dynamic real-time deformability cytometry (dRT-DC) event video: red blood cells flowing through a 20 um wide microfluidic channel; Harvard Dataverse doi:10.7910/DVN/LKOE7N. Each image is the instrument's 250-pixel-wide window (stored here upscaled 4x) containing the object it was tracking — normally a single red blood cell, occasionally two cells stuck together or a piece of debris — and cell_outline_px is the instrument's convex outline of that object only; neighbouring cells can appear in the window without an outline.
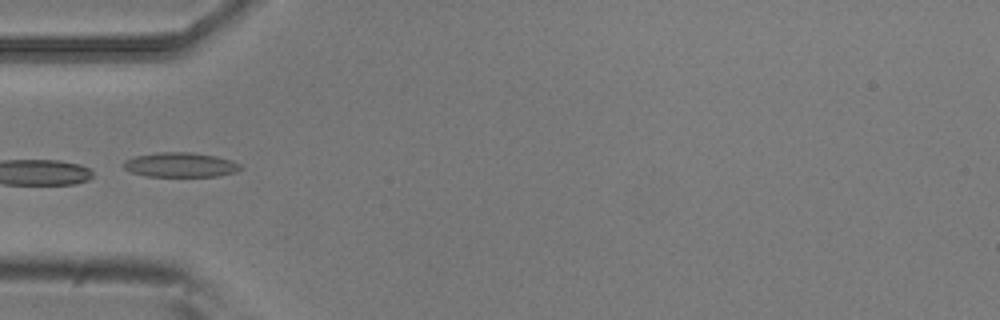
{"species": "common noctule bat (a hibernating species)", "species_latin": "Nyctalus noctula", "temperature_condition": "room temperature", "stored_images_in_passage": 4, "camera_frame_rate_fps": 3000, "um_per_image_px": 0.085, "animal": {"sex": "male", "body_mass_g": 20.5, "forearm_length_mm": 52.5}, "frame": {"image": 1, "passage_image": 4, "time_ms": 1.0, "image_size_px": [1000, 320], "cell_outline_px": [[244, 168], [236, 172], [216, 176], [148, 176], [132, 172], [124, 168], [120, 164], [124, 160], [136, 156], [156, 152], [192, 152], [216, 156], [232, 160], [240, 164]], "centroid_in_image_um": [15.34, 14.0], "position_along_channel_um": 69.7, "area_um2": 16.88}}